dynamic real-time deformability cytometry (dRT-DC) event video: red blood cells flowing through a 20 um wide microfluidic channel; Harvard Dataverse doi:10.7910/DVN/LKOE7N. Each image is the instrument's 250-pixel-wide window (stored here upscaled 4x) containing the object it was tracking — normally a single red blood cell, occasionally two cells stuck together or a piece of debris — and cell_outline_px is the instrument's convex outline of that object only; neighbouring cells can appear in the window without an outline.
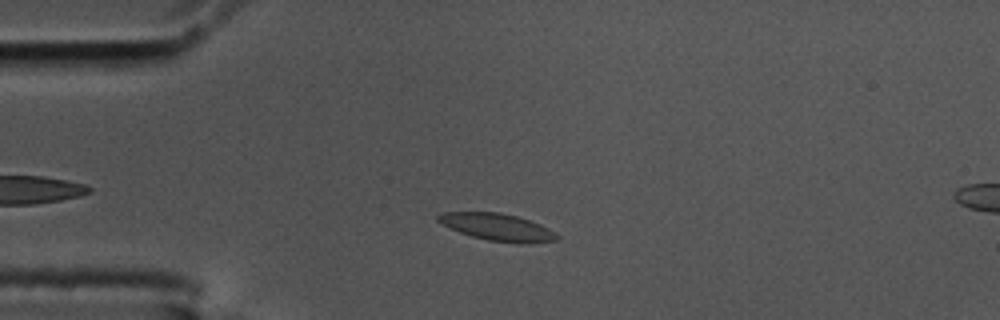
{"species": "common noctule bat (a hibernating species)", "species_latin": "Nyctalus noctula", "temperature_condition": "cold", "stored_images_in_passage": 48, "camera_frame_rate_fps": 3000, "um_per_image_px": 0.085, "animal": {"sex": "male", "body_mass_g": 17.5, "forearm_length_mm": 52.3}, "frame": {"image": 1, "passage_image": 5, "time_ms": 1.333, "image_size_px": [1000, 320], "cell_outline_px": [[560, 236], [556, 240], [528, 244], [520, 244], [488, 240], [472, 236], [460, 232], [436, 220], [436, 216], [440, 212], [500, 212], [516, 216], [540, 224], [548, 228]], "centroid_in_image_um": [42.29, 19.31], "position_along_channel_um": 42.7, "area_um2": 18.73}}
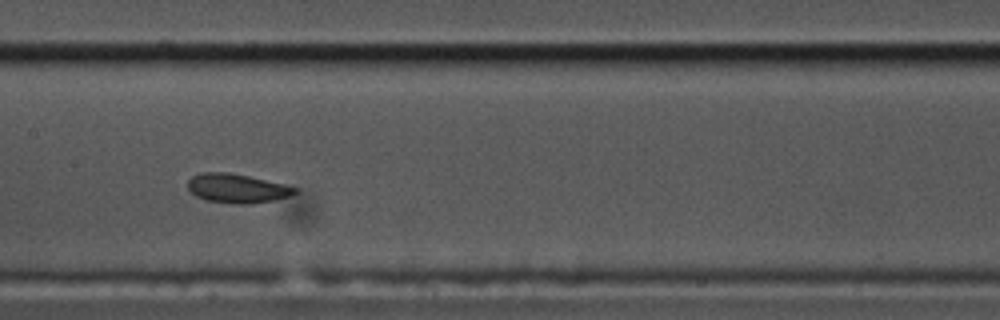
{"frame": {"image": 2, "passage_image": 19, "time_ms": 6.0, "image_size_px": [1000, 320], "cell_outline_px": [[296, 192], [288, 196], [272, 200], [248, 204], [236, 204], [204, 200], [196, 196], [188, 188], [188, 180], [192, 176], [204, 172], [228, 172], [248, 176], [296, 188]], "centroid_in_image_um": [20.07, 16.01], "position_along_channel_um": 187.3, "area_um2": 17.74}}
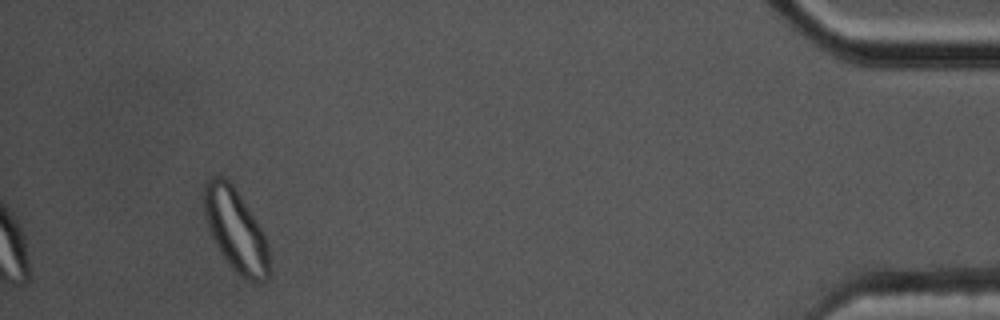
{"frame": {"image": 3, "passage_image": 44, "time_ms": 14.333, "image_size_px": [1000, 320], "cell_outline_px": [[268, 280], [260, 284], [248, 280], [240, 276], [232, 268], [220, 252], [208, 228], [204, 208], [204, 184], [212, 176], [224, 176], [232, 184], [252, 212], [260, 224], [264, 232], [268, 244]], "centroid_in_image_um": [20.05, 19.57], "position_along_channel_um": 415.1, "area_um2": 31.44}, "authors_computed_cell_mechanics": {"area_um2": 18.6694, "velocity_mm_per_s": 3.5574, "shape_relaxation_time_tau1_ms": 10.0437, "shape_relaxation_time_tau2_ms": 1.632, "deformation_change_tau1": 0.1959, "deformation_change_tau2": 0.0455}}